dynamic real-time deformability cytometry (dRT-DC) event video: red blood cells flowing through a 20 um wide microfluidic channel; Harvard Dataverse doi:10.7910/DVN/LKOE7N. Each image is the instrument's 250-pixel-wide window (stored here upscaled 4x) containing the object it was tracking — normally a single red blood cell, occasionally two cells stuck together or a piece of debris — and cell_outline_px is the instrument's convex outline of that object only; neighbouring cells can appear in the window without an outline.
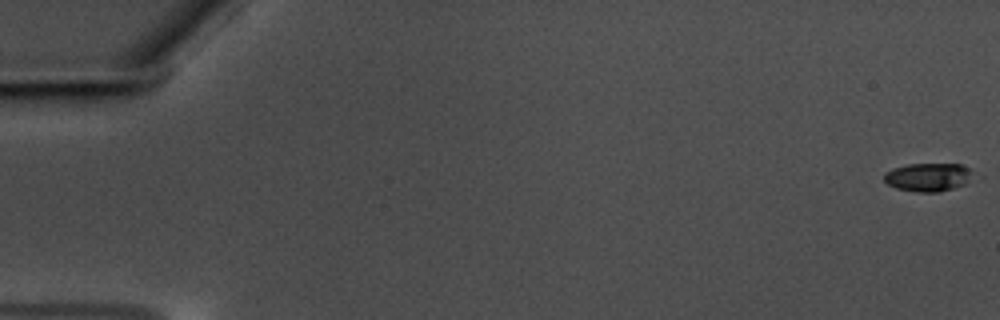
{"species": "common noctule bat (a hibernating species)", "species_latin": "Nyctalus noctula", "temperature_condition": "warm", "stored_images_in_passage": 59, "camera_frame_rate_fps": 3000, "um_per_image_px": 0.085, "animal": {"sex": "male", "body_mass_g": 17.5, "forearm_length_mm": 52.3}, "frame": {"image": 1, "passage_image": 1, "time_ms": 0.0, "image_size_px": [1000, 320], "cell_outline_px": [[972, 176], [964, 184], [940, 192], [916, 192], [896, 188], [888, 184], [884, 180], [884, 172], [892, 168], [908, 164], [960, 164], [968, 168]], "centroid_in_image_um": [78.83, 15.05], "position_along_channel_um": 6.2, "area_um2": 14.57}}
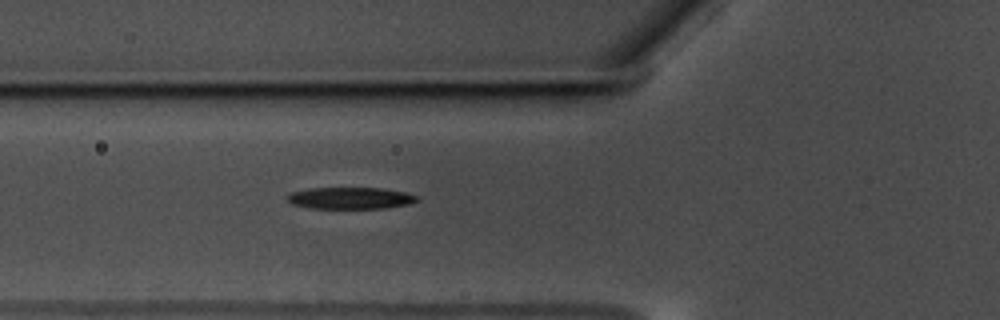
{"frame": {"image": 2, "passage_image": 23, "time_ms": 7.333, "image_size_px": [1000, 320], "cell_outline_px": [[420, 200], [408, 204], [384, 208], [312, 208], [292, 204], [288, 200], [288, 196], [292, 192], [312, 188], [380, 188], [404, 192], [420, 196]], "centroid_in_image_um": [29.84, 16.84], "position_along_channel_um": 96.0, "area_um2": 16.24}}
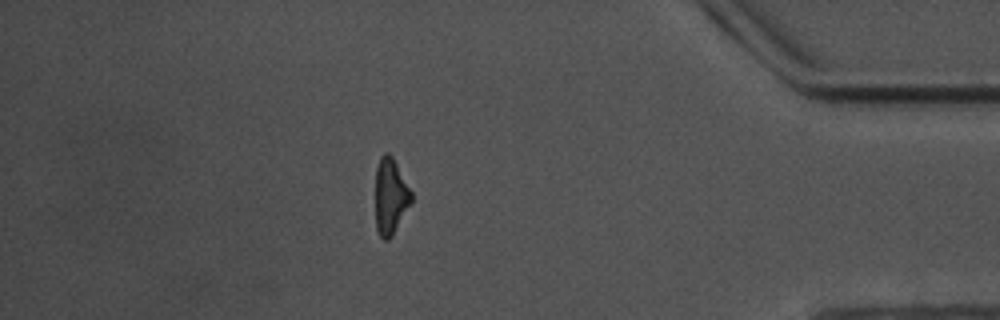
{"frame": {"image": 3, "passage_image": 52, "time_ms": 17.0, "image_size_px": [1000, 320], "cell_outline_px": [[412, 204], [392, 236], [388, 240], [384, 240], [380, 236], [376, 228], [376, 168], [380, 156], [384, 152], [388, 152], [392, 156], [412, 192]], "centroid_in_image_um": [33.2, 16.7], "position_along_channel_um": 402.0, "area_um2": 16.07}, "authors_computed_cell_mechanics": {"area_um2": 16.5886, "velocity_mm_per_s": 3.5498, "shape_relaxation_time_tau1_ms": 3.1302, "shape_relaxation_time_tau2_ms": 6.7755, "deformation_change_tau1": 0.1514, "deformation_change_tau2": 0.1915}}